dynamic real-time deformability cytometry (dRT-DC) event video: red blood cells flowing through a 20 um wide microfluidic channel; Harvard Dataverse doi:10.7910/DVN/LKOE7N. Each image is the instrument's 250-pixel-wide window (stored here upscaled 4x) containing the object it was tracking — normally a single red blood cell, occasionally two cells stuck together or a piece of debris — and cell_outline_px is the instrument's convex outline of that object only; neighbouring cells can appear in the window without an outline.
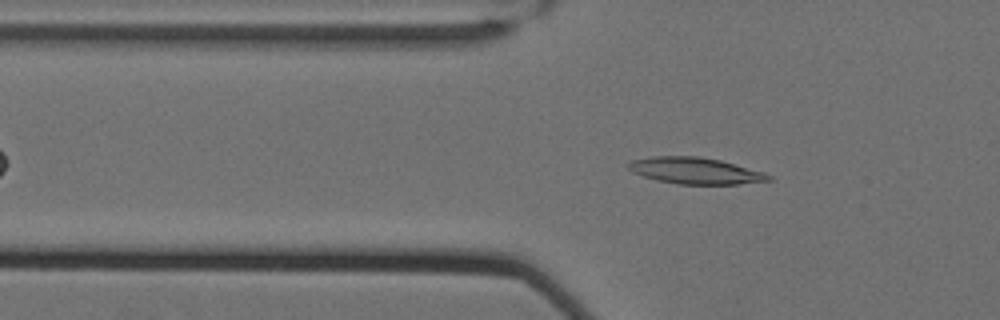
{"species": "Egyptian fruit bat (a non-hibernating species)", "species_latin": "Rousettus aegyptiacus", "temperature_condition": "cold", "stored_images_in_passage": 39, "camera_frame_rate_fps": 3000, "um_per_image_px": 0.085, "animal": {"sex": "female"}, "frame": {"image": 1, "passage_image": 6, "time_ms": 1.667, "image_size_px": [1000, 320], "cell_outline_px": [[772, 180], [740, 184], [680, 184], [656, 180], [632, 172], [628, 168], [628, 164], [632, 160], [652, 156], [700, 156], [720, 160], [764, 172], [772, 176]], "centroid_in_image_um": [59.11, 14.51], "position_along_channel_um": 66.7, "area_um2": 21.56}}
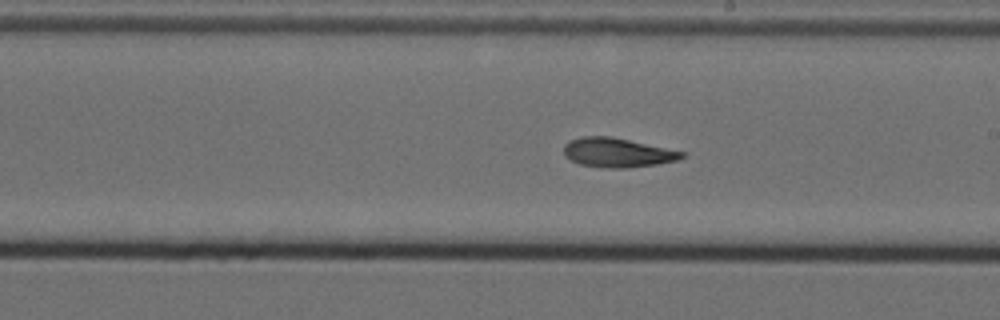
{"frame": {"image": 2, "passage_image": 21, "time_ms": 6.667, "image_size_px": [1000, 320], "cell_outline_px": [[684, 156], [676, 160], [656, 164], [628, 168], [604, 168], [580, 164], [564, 156], [564, 144], [572, 140], [584, 136], [612, 136], [684, 152]], "centroid_in_image_um": [52.45, 12.97], "position_along_channel_um": 236.6, "area_um2": 19.94}}
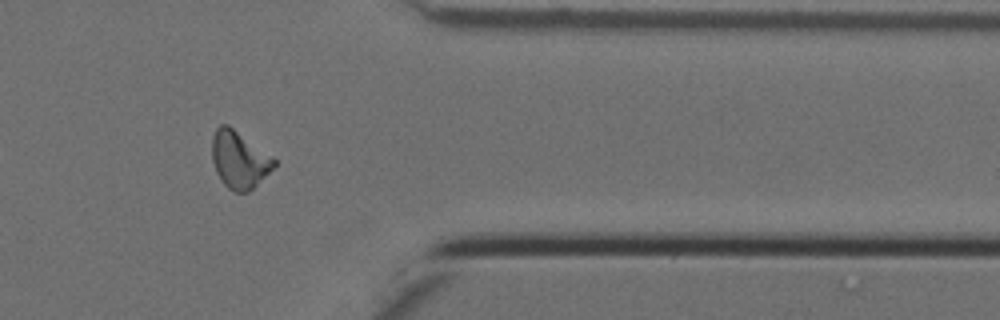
{"frame": {"image": 3, "passage_image": 35, "time_ms": 11.333, "image_size_px": [1000, 320], "cell_outline_px": [[276, 164], [248, 192], [236, 192], [228, 188], [224, 184], [216, 172], [212, 160], [212, 136], [216, 128], [220, 124], [228, 124], [272, 156], [276, 160]], "centroid_in_image_um": [20.3, 13.55], "position_along_channel_um": 391.1, "area_um2": 20.4}, "authors_computed_cell_mechanics": {"area_um2": 20.0566, "velocity_mm_per_s": 3.4964, "shape_relaxation_time_tau1_ms": null, "shape_relaxation_time_tau2_ms": 5.4612, "deformation_change_tau1": null, "deformation_change_tau2": 0.1248}}